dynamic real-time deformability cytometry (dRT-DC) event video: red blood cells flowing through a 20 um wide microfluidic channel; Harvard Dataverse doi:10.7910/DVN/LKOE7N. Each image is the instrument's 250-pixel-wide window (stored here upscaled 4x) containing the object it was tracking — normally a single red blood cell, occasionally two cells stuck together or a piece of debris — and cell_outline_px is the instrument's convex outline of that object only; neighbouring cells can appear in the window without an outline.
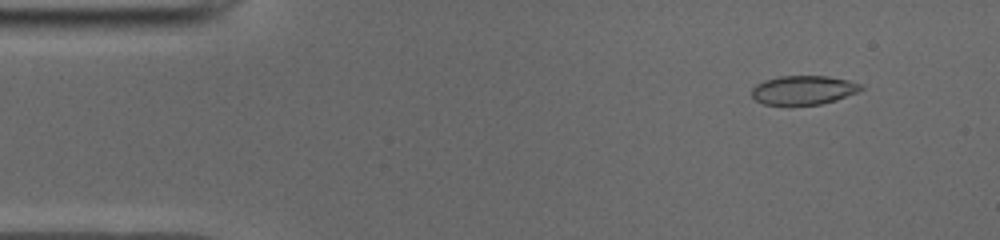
{"species": "common noctule bat (a hibernating species)", "species_latin": "Nyctalus noctula", "temperature_condition": "cold", "stored_images_in_passage": 45, "camera_frame_rate_fps": 3000, "um_per_image_px": 0.085, "animal": {"sex": "male", "body_mass_g": 19.0, "forearm_length_mm": 50.8}, "frame": {"image": 1, "passage_image": 2, "time_ms": 0.333, "image_size_px": [1000, 240], "cell_outline_px": [[864, 88], [856, 92], [836, 100], [820, 104], [764, 104], [756, 100], [752, 96], [752, 88], [756, 84], [764, 80], [780, 76], [828, 76], [848, 80], [864, 84]], "centroid_in_image_um": [68.31, 7.64], "position_along_channel_um": 16.7, "area_um2": 18.32}}
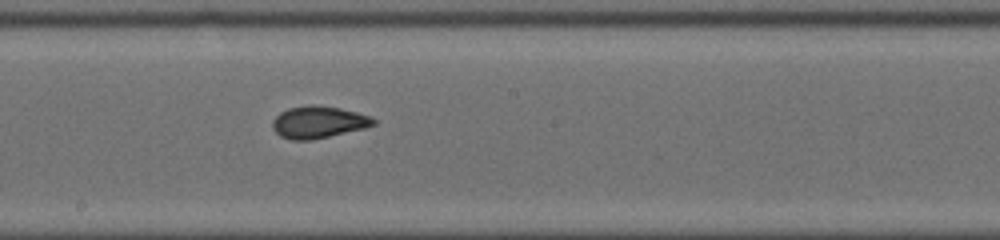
{"frame": {"image": 2, "passage_image": 24, "time_ms": 7.667, "image_size_px": [1000, 240], "cell_outline_px": [[376, 124], [364, 128], [328, 136], [308, 140], [292, 140], [280, 136], [272, 128], [272, 120], [280, 112], [288, 108], [308, 104], [340, 108], [356, 112], [368, 116], [376, 120]], "centroid_in_image_um": [27.02, 10.37], "position_along_channel_um": 221.2, "area_um2": 18.67}}
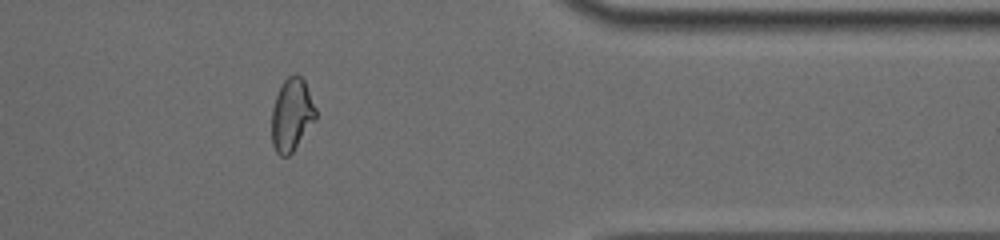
{"frame": {"image": 3, "passage_image": 38, "time_ms": 12.333, "image_size_px": [1000, 240], "cell_outline_px": [[316, 120], [292, 152], [288, 156], [280, 156], [276, 152], [272, 144], [272, 108], [276, 96], [284, 80], [288, 76], [296, 72], [304, 80], [316, 108]], "centroid_in_image_um": [24.8, 9.75], "position_along_channel_um": 386.6, "area_um2": 18.67}}